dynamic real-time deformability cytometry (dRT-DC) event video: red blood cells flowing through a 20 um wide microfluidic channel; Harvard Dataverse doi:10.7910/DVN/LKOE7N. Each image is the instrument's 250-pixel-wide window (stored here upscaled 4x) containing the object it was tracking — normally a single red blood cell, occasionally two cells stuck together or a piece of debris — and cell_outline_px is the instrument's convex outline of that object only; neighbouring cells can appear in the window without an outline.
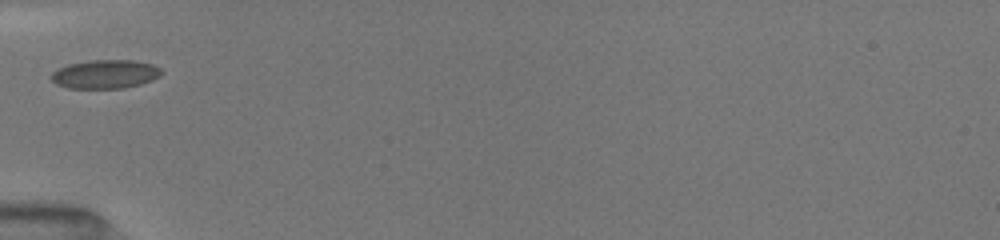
{"species": "common noctule bat (a hibernating species)", "species_latin": "Nyctalus noctula", "temperature_condition": "room temperature", "stored_images_in_passage": 34, "camera_frame_rate_fps": 3000, "um_per_image_px": 0.085, "animal": {"sex": "female", "body_mass_g": 19.5, "forearm_length_mm": 54.1}, "frame": {"image": 1, "passage_image": 1, "time_ms": 0.0, "image_size_px": [1000, 240], "cell_outline_px": [[160, 76], [152, 80], [140, 84], [124, 88], [68, 88], [56, 84], [52, 80], [52, 72], [68, 64], [88, 60], [136, 60], [152, 64], [160, 68]], "centroid_in_image_um": [8.95, 6.3], "position_along_channel_um": 76.1, "area_um2": 18.38}}
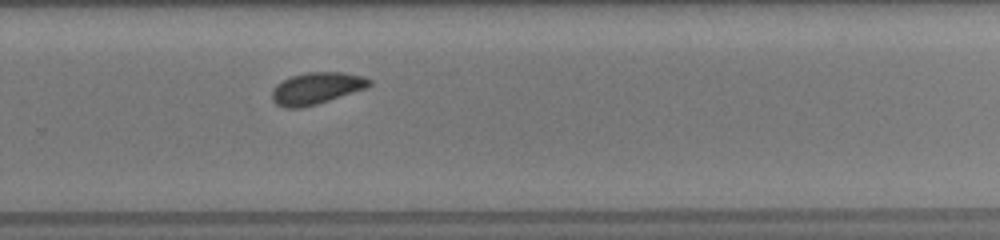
{"frame": {"image": 2, "passage_image": 18, "time_ms": 5.667, "image_size_px": [1000, 240], "cell_outline_px": [[372, 84], [368, 88], [316, 104], [300, 108], [284, 108], [276, 104], [272, 100], [272, 92], [276, 84], [292, 76], [304, 72], [340, 72], [364, 76], [372, 80]], "centroid_in_image_um": [26.92, 7.5], "position_along_channel_um": 302.9, "area_um2": 18.09}}
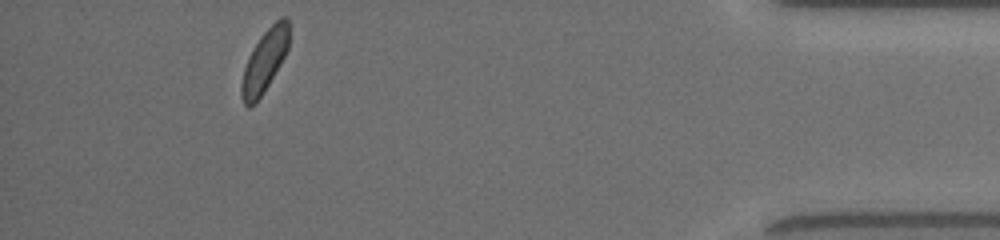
{"frame": {"image": 3, "passage_image": 31, "time_ms": 9.667, "image_size_px": [1000, 240], "cell_outline_px": [[288, 48], [280, 64], [256, 104], [248, 108], [244, 104], [240, 96], [240, 84], [244, 68], [248, 56], [252, 48], [260, 36], [280, 16], [288, 16]], "centroid_in_image_um": [22.45, 5.2], "position_along_channel_um": 412.8, "area_um2": 17.28}, "authors_computed_cell_mechanics": {"area_um2": 17.8313, "velocity_mm_per_s": 4.0116, "shape_relaxation_time_tau1_ms": 2.4819, "shape_relaxation_time_tau2_ms": 4.4215, "deformation_change_tau1": 0.0451, "deformation_change_tau2": 0.0516}}